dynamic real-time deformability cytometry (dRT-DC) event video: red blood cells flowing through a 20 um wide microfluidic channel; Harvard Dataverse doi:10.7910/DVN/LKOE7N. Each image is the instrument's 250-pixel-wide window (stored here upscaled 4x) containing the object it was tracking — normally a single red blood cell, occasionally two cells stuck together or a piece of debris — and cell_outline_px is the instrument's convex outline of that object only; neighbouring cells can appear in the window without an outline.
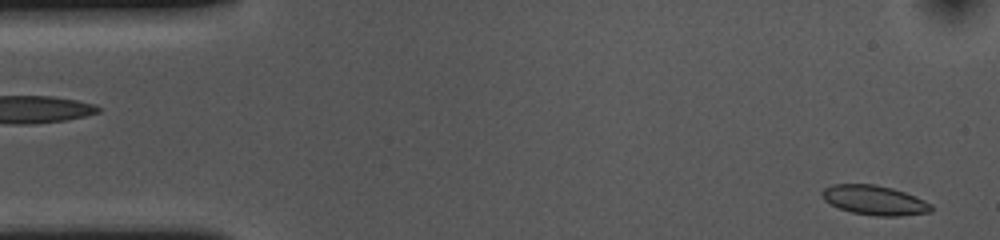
{"species": "common noctule bat (a hibernating species)", "species_latin": "Nyctalus noctula", "temperature_condition": "cold", "stored_images_in_passage": 53, "camera_frame_rate_fps": 3000, "um_per_image_px": 0.085, "animal": {"sex": "female", "body_mass_g": 10.0, "forearm_length_mm": 53.1}, "frame": {"image": 1, "passage_image": 2, "time_ms": 0.333, "image_size_px": [1000, 240], "cell_outline_px": [[932, 212], [900, 216], [876, 216], [852, 212], [840, 208], [824, 200], [820, 192], [824, 188], [832, 184], [876, 184], [892, 188], [916, 196], [932, 204]], "centroid_in_image_um": [74.35, 17.01], "position_along_channel_um": 10.7, "area_um2": 18.84}}
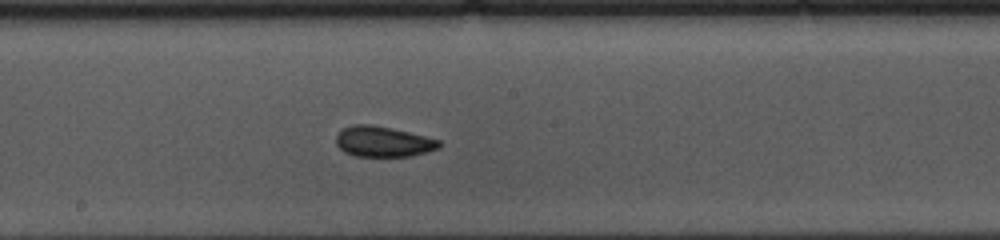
{"frame": {"image": 2, "passage_image": 27, "time_ms": 8.667, "image_size_px": [1000, 240], "cell_outline_px": [[444, 144], [440, 148], [428, 152], [408, 156], [356, 156], [344, 152], [336, 144], [336, 136], [344, 128], [352, 124], [372, 124], [392, 128], [440, 140]], "centroid_in_image_um": [32.59, 12.03], "position_along_channel_um": 215.6, "area_um2": 18.38}}
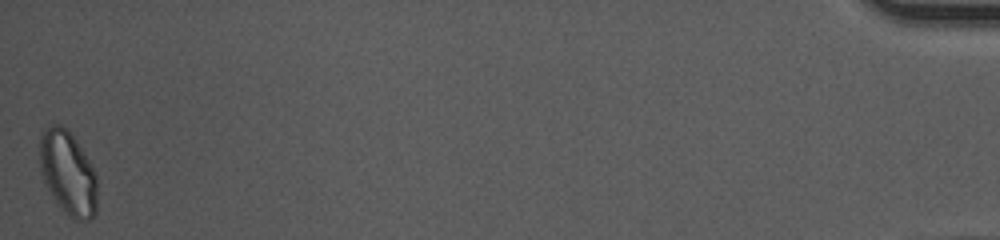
{"frame": {"image": 3, "passage_image": 53, "time_ms": 17.333, "image_size_px": [1000, 240], "cell_outline_px": [[96, 212], [88, 220], [72, 220], [56, 204], [40, 172], [40, 136], [44, 128], [52, 124], [60, 124], [76, 140], [96, 172]], "centroid_in_image_um": [5.76, 14.72], "position_along_channel_um": 429.4, "area_um2": 28.09}, "authors_computed_cell_mechanics": {"area_um2": 18.8428, "velocity_mm_per_s": 3.6422, "shape_relaxation_time_tau1_ms": 8.8875, "shape_relaxation_time_tau2_ms": 1.7518, "deformation_change_tau1": 0.1231, "deformation_change_tau2": 0.0704}}